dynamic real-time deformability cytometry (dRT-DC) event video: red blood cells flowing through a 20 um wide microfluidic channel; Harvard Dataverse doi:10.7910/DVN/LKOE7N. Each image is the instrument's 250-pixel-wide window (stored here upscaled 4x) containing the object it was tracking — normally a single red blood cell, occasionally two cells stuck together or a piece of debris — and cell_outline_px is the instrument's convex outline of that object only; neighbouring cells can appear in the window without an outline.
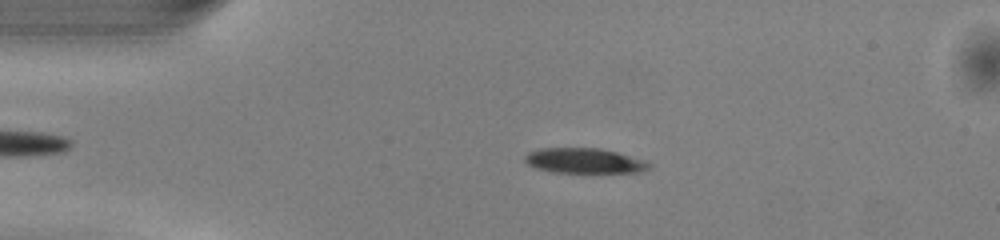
{"species": "common noctule bat (a hibernating species)", "species_latin": "Nyctalus noctula", "temperature_condition": "warm", "stored_images_in_passage": 42, "camera_frame_rate_fps": 3000, "um_per_image_px": 0.085, "animal": {"sex": "male", "body_mass_g": 13.0, "forearm_length_mm": 53.1}, "frame": {"image": 1, "passage_image": 8, "time_ms": 2.333, "image_size_px": [1000, 240], "cell_outline_px": [[652, 168], [640, 172], [552, 172], [536, 168], [528, 164], [524, 160], [524, 156], [528, 152], [540, 148], [600, 148], [616, 152], [644, 160], [652, 164]], "centroid_in_image_um": [49.66, 13.66], "position_along_channel_um": 35.3, "area_um2": 18.15}}
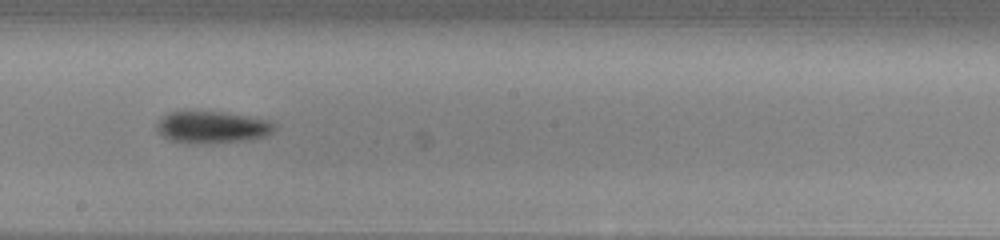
{"frame": {"image": 2, "passage_image": 25, "time_ms": 8.0, "image_size_px": [1000, 240], "cell_outline_px": [[276, 128], [272, 132], [264, 136], [252, 140], [212, 144], [188, 144], [172, 140], [164, 136], [156, 128], [156, 124], [168, 112], [184, 108], [224, 112], [272, 120], [276, 124]], "centroid_in_image_um": [18.04, 10.78], "position_along_channel_um": 230.2, "area_um2": 23.0}}
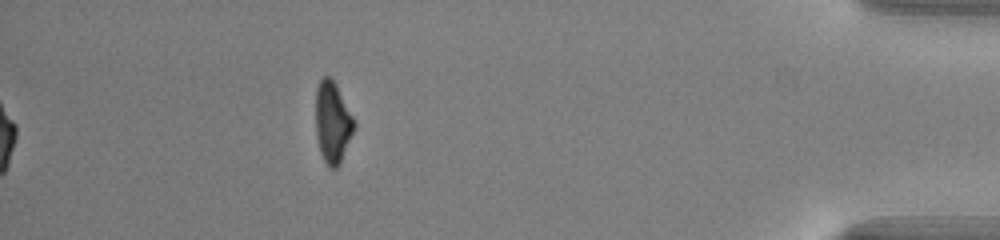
{"frame": {"image": 3, "passage_image": 42, "time_ms": 13.667, "image_size_px": [1000, 240], "cell_outline_px": [[356, 128], [340, 164], [336, 168], [328, 168], [320, 152], [316, 136], [316, 88], [320, 80], [324, 76], [328, 76], [336, 84], [356, 124]], "centroid_in_image_um": [28.27, 10.44], "position_along_channel_um": 406.9, "area_um2": 18.26}, "authors_computed_cell_mechanics": {"area_um2": 19.9699, "velocity_mm_per_s": 4.0979, "shape_relaxation_time_tau1_ms": 1.9154, "shape_relaxation_time_tau2_ms": null, "deformation_change_tau1": 0.132, "deformation_change_tau2": null}}